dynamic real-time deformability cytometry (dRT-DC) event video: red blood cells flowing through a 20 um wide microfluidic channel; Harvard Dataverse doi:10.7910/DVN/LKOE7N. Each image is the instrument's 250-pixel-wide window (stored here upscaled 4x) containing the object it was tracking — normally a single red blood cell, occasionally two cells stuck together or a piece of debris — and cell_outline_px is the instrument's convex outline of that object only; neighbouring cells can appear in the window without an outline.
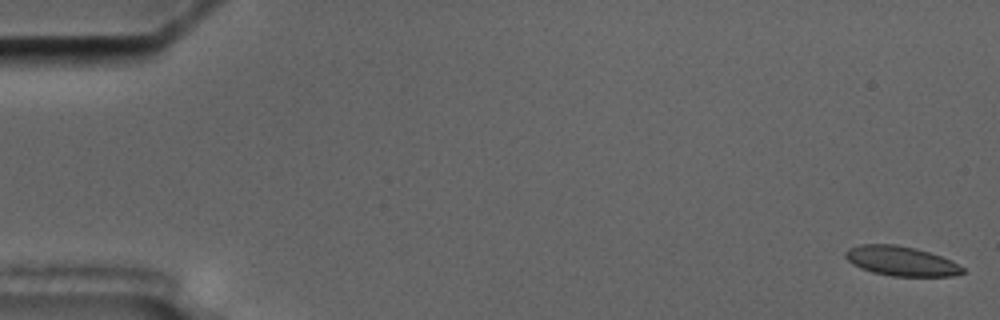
{"species": "common noctule bat (a hibernating species)", "species_latin": "Nyctalus noctula", "temperature_condition": "cold", "stored_images_in_passage": 12, "camera_frame_rate_fps": 3000, "um_per_image_px": 0.085, "animal": {"sex": "male", "body_mass_g": 17.5, "forearm_length_mm": 52.3}, "frame": {"image": 1, "passage_image": 1, "time_ms": 0.0, "image_size_px": [1000, 320], "cell_outline_px": [[964, 272], [952, 276], [892, 276], [872, 272], [860, 268], [852, 264], [844, 256], [844, 252], [848, 248], [860, 244], [896, 244], [916, 248], [952, 260], [964, 268]], "centroid_in_image_um": [76.56, 22.18], "position_along_channel_um": 8.4, "area_um2": 20.29}}
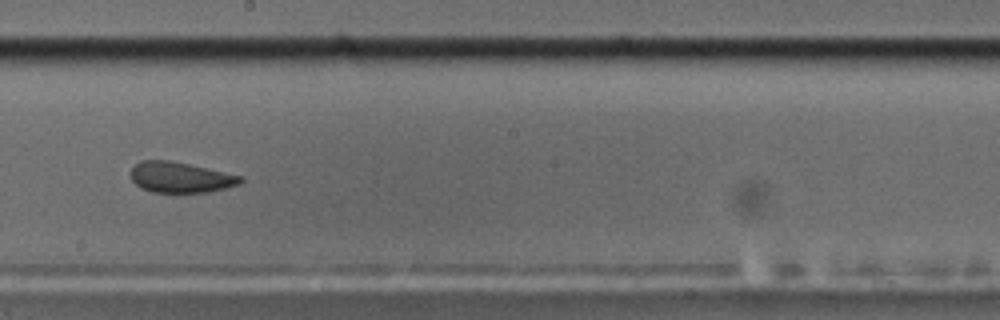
{"frame": {"image": 2, "passage_image": 9, "time_ms": 10.667, "image_size_px": [1000, 320], "cell_outline_px": [[244, 180], [240, 184], [208, 192], [152, 192], [140, 188], [132, 180], [132, 168], [140, 160], [168, 160], [188, 164], [244, 176]], "centroid_in_image_um": [15.35, 15.07], "position_along_channel_um": 232.8, "area_um2": 19.48}}
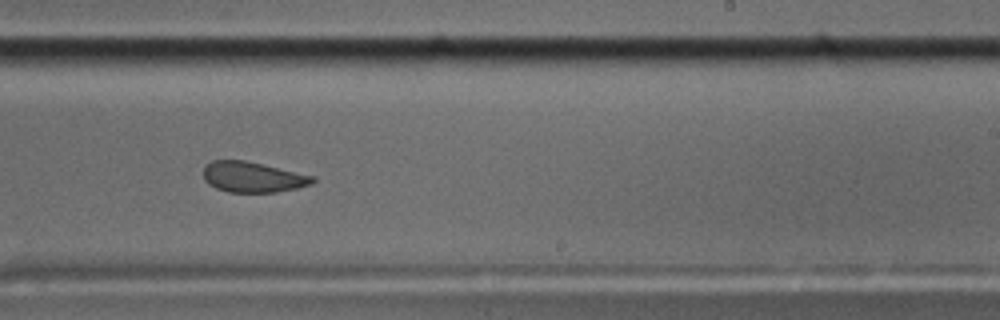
{"frame": {"image": 3, "passage_image": 10, "time_ms": 11.667, "image_size_px": [1000, 320], "cell_outline_px": [[316, 180], [312, 184], [296, 188], [276, 192], [228, 192], [216, 188], [208, 184], [204, 180], [204, 164], [212, 160], [244, 160], [316, 176]], "centroid_in_image_um": [21.48, 15.05], "position_along_channel_um": 267.5, "area_um2": 19.54}}